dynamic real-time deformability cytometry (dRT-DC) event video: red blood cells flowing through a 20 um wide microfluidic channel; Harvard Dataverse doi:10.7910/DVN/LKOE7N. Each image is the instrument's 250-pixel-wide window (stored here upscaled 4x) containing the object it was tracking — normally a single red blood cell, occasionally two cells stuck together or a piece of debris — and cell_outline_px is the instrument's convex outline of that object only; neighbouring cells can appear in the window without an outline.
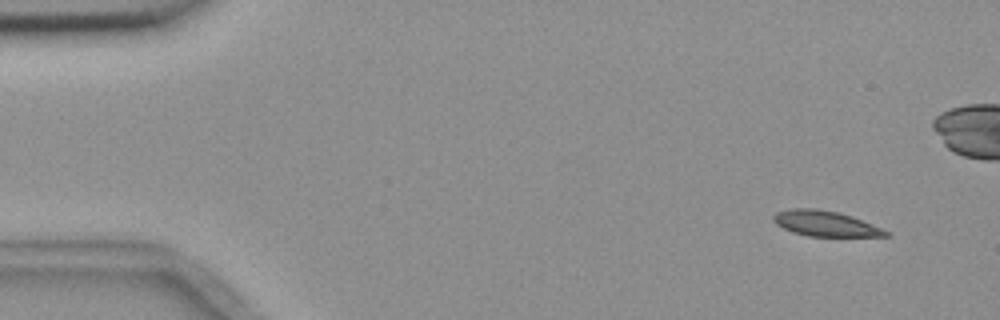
{"species": "common noctule bat (a hibernating species)", "species_latin": "Nyctalus noctula", "temperature_condition": "room temperature", "stored_images_in_passage": 6, "camera_frame_rate_fps": 3000, "um_per_image_px": 0.085, "animal": {"sex": "female", "body_mass_g": 18.4}, "frame": {"image": 1, "passage_image": 2, "time_ms": 1.0, "image_size_px": [1000, 320], "cell_outline_px": [[892, 236], [808, 236], [792, 232], [776, 224], [772, 220], [772, 216], [776, 212], [792, 208], [816, 208], [836, 212], [852, 216], [872, 224], [888, 232]], "centroid_in_image_um": [70.11, 19.0], "position_along_channel_um": 14.9, "area_um2": 16.53}}